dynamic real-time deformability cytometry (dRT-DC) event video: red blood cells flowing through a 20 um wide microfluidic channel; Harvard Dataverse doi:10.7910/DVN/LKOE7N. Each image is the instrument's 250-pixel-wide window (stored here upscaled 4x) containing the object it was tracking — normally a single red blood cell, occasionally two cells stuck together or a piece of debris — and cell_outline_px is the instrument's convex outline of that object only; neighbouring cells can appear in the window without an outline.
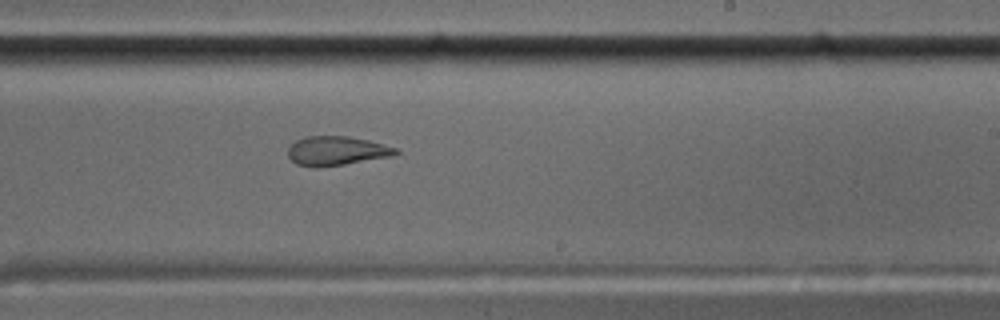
{"species": "common noctule bat (a hibernating species)", "species_latin": "Nyctalus noctula", "temperature_condition": "cold", "stored_images_in_passage": 57, "camera_frame_rate_fps": 3000, "um_per_image_px": 0.085, "animal": {"sex": "male", "body_mass_g": 17.5, "forearm_length_mm": 52.3}, "frame": {"image": 1, "passage_image": 35, "time_ms": 11.333, "image_size_px": [1000, 320], "cell_outline_px": [[400, 152], [388, 156], [344, 164], [316, 168], [296, 164], [288, 156], [288, 148], [296, 140], [308, 136], [348, 136], [368, 140], [396, 148]], "centroid_in_image_um": [28.55, 12.82], "position_along_channel_um": 260.5, "area_um2": 18.03}}
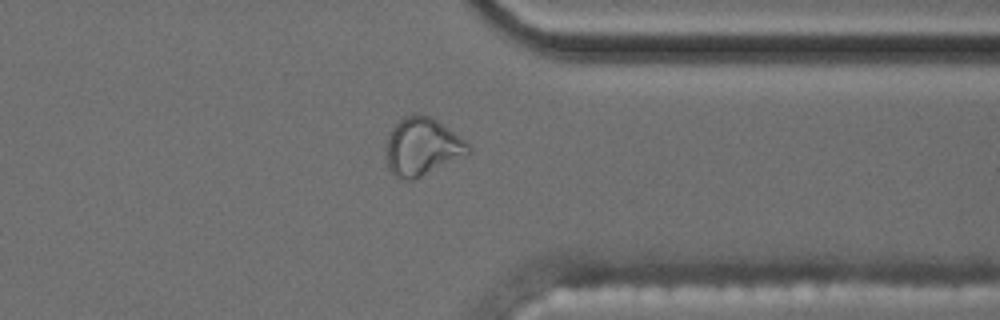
{"frame": {"image": 2, "passage_image": 45, "time_ms": 14.667, "image_size_px": [1000, 320], "cell_outline_px": [[472, 152], [468, 156], [412, 180], [400, 180], [388, 168], [384, 152], [388, 136], [392, 128], [404, 116], [428, 116], [436, 120], [464, 140], [472, 148]], "centroid_in_image_um": [35.88, 12.52], "position_along_channel_um": 375.5, "area_um2": 27.63}}
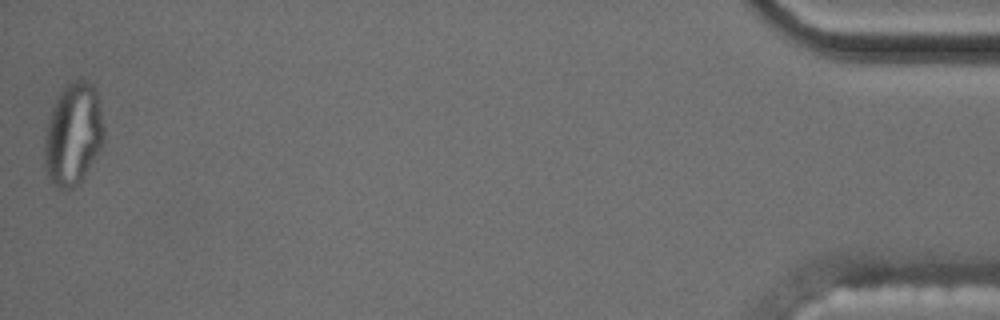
{"frame": {"image": 3, "passage_image": 57, "time_ms": 18.667, "image_size_px": [1000, 320], "cell_outline_px": [[104, 140], [100, 148], [80, 180], [72, 188], [60, 188], [48, 176], [44, 164], [44, 136], [48, 120], [52, 108], [60, 92], [72, 80], [84, 80], [92, 84], [96, 88], [104, 128]], "centroid_in_image_um": [6.21, 11.36], "position_along_channel_um": 429.0, "area_um2": 34.85}, "authors_computed_cell_mechanics": {"area_um2": 18.6116, "velocity_mm_per_s": 3.5379, "shape_relaxation_time_tau1_ms": null, "shape_relaxation_time_tau2_ms": 2.417, "deformation_change_tau1": null, "deformation_change_tau2": 0.0909}}